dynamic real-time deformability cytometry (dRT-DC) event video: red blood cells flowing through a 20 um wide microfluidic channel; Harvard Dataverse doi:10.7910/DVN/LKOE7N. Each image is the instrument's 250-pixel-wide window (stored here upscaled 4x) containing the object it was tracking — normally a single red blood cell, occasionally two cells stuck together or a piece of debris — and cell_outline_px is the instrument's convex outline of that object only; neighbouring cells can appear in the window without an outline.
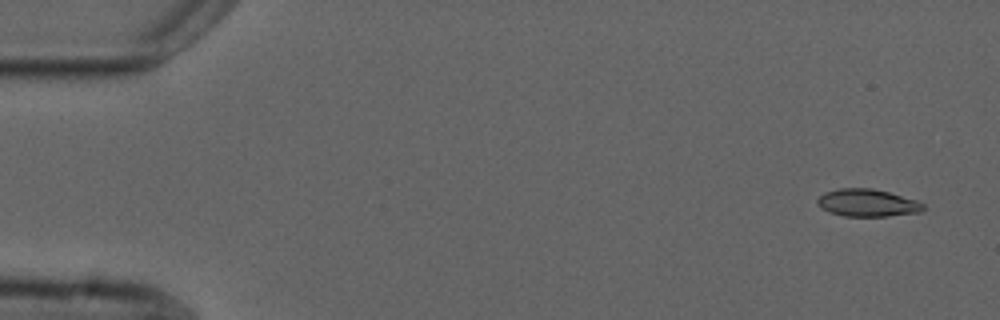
{"species": "common noctule bat (a hibernating species)", "species_latin": "Nyctalus noctula", "temperature_condition": "cold", "stored_images_in_passage": 54, "camera_frame_rate_fps": 3000, "um_per_image_px": 0.085, "animal": {"sex": "male", "forearm_length_mm": 52.5}, "frame": {"image": 1, "passage_image": 1, "time_ms": 0.0, "image_size_px": [1000, 320], "cell_outline_px": [[924, 212], [888, 216], [844, 216], [828, 212], [820, 208], [816, 204], [816, 200], [824, 192], [840, 188], [872, 188], [920, 200], [924, 204]], "centroid_in_image_um": [73.75, 17.24], "position_along_channel_um": 11.3, "area_um2": 17.28}}
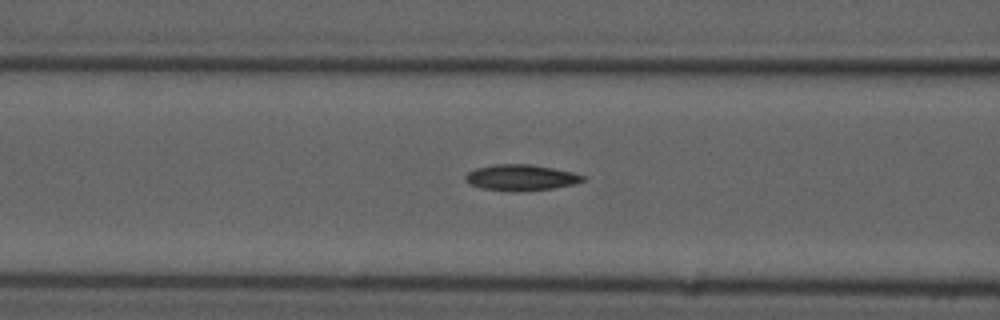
{"frame": {"image": 2, "passage_image": 20, "time_ms": 6.333, "image_size_px": [1000, 320], "cell_outline_px": [[588, 180], [572, 184], [552, 188], [480, 188], [468, 184], [464, 180], [464, 176], [468, 172], [476, 168], [496, 164], [532, 164], [572, 172], [588, 176]], "centroid_in_image_um": [44.3, 15.03], "position_along_channel_um": 122.3, "area_um2": 16.94}}
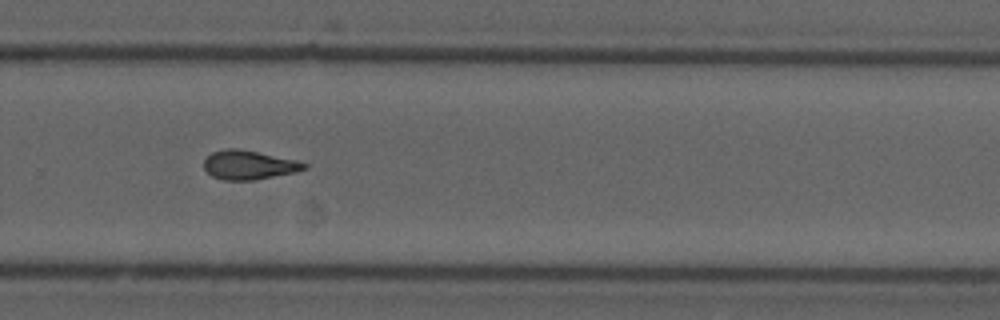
{"frame": {"image": 3, "passage_image": 35, "time_ms": 11.333, "image_size_px": [1000, 320], "cell_outline_px": [[308, 168], [296, 172], [256, 180], [224, 180], [212, 176], [204, 168], [204, 160], [212, 152], [228, 148], [240, 148], [296, 160], [308, 164]], "centroid_in_image_um": [21.17, 14.02], "position_along_channel_um": 308.6, "area_um2": 17.05}}